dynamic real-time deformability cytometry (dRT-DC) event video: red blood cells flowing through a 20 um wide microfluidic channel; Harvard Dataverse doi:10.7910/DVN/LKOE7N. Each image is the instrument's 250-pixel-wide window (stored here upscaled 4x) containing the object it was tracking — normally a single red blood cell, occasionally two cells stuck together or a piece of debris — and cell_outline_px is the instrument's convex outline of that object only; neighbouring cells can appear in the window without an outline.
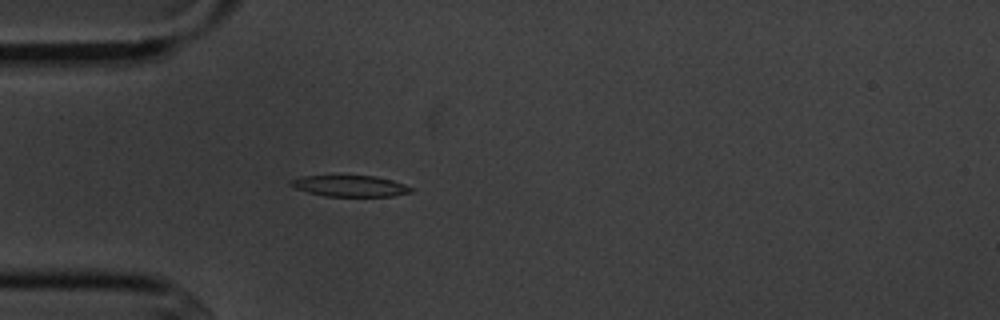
{"species": "common noctule bat (a hibernating species)", "species_latin": "Nyctalus noctula", "temperature_condition": "cold", "stored_images_in_passage": 2, "camera_frame_rate_fps": 3000, "um_per_image_px": 0.085, "animal": {"sex": "male", "body_mass_g": 20.1, "forearm_length_mm": 53.5}, "frame": {"image": 1, "passage_image": 2, "time_ms": 1.333, "image_size_px": [1000, 320], "cell_outline_px": [[412, 192], [392, 196], [324, 196], [308, 192], [296, 188], [288, 184], [288, 180], [304, 176], [376, 176], [392, 180], [404, 184], [412, 188]], "centroid_in_image_um": [29.73, 15.81], "position_along_channel_um": 55.3, "area_um2": 14.74}}